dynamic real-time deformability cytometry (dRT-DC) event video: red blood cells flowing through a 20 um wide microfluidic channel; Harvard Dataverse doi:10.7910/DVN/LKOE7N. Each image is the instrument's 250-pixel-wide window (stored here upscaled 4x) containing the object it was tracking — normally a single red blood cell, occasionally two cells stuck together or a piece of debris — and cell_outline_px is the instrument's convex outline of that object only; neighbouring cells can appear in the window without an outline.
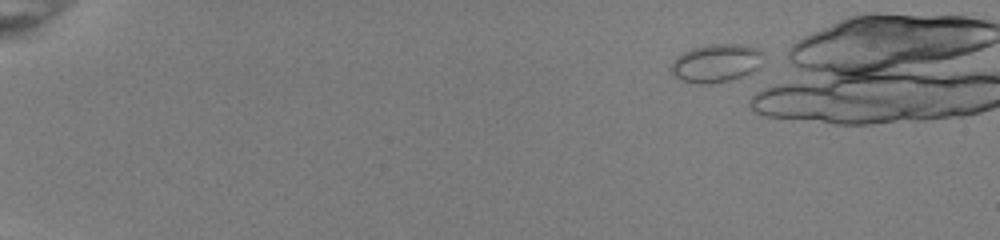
{"species": "common noctule bat (a hibernating species)", "species_latin": "Nyctalus noctula", "temperature_condition": "room temperature", "stored_images_in_passage": 19, "camera_frame_rate_fps": 3000, "um_per_image_px": 0.085, "animal": {"sex": "female", "body_mass_g": 22.0, "forearm_length_mm": 56.7}, "frame": {"image": 1, "passage_image": 1, "time_ms": 0.0, "image_size_px": [1000, 240], "cell_outline_px": [[764, 52], [760, 68], [740, 76], [728, 80], [708, 84], [700, 84], [680, 80], [672, 76], [672, 64], [676, 56], [692, 48], [704, 44], [748, 44], [760, 48]], "centroid_in_image_um": [60.9, 5.34], "position_along_channel_um": 24.1, "area_um2": 20.81}}